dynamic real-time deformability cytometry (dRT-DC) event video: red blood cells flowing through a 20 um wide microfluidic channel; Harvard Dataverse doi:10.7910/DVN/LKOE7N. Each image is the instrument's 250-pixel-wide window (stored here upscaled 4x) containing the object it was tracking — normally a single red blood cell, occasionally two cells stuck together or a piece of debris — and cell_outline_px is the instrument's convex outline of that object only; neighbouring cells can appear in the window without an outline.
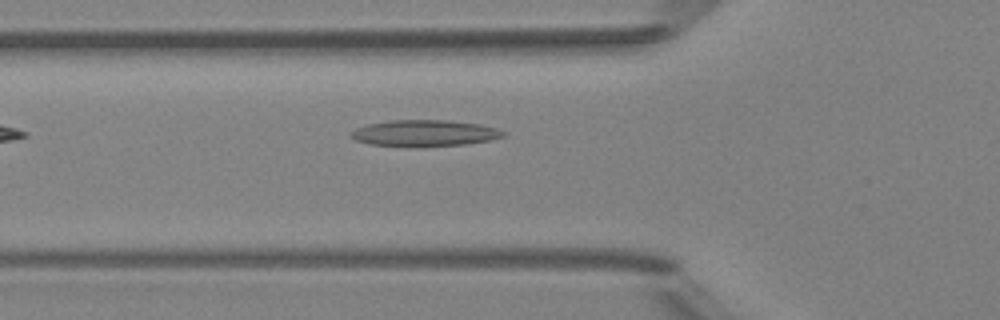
{"species": "Egyptian fruit bat (a non-hibernating species)", "species_latin": "Rousettus aegyptiacus", "temperature_condition": "room temperature", "stored_images_in_passage": 2, "camera_frame_rate_fps": 3000, "um_per_image_px": 0.085, "animal": {"sex": "female"}, "frame": {"image": 1, "passage_image": 2, "time_ms": 1.333, "image_size_px": [1000, 320], "cell_outline_px": [[504, 136], [488, 140], [464, 144], [372, 144], [356, 140], [348, 136], [356, 128], [368, 124], [392, 120], [444, 120], [480, 124], [496, 128], [504, 132]], "centroid_in_image_um": [36.08, 11.27], "position_along_channel_um": 89.7, "area_um2": 22.08}}